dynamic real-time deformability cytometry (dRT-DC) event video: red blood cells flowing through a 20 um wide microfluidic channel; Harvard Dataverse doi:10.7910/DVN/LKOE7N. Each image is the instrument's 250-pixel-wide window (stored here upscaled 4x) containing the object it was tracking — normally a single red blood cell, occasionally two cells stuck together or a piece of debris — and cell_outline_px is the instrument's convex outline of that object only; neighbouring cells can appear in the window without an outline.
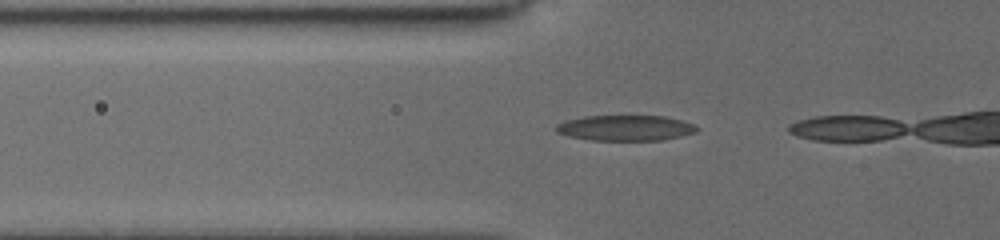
{"species": "common noctule bat (a hibernating species)", "species_latin": "Nyctalus noctula", "temperature_condition": "cold", "stored_images_in_passage": 5, "camera_frame_rate_fps": 3000, "um_per_image_px": 0.085, "animal": {"sex": "female", "body_mass_g": 19.5, "forearm_length_mm": 54.1}, "frame": {"image": 1, "passage_image": 3, "time_ms": 1.0, "image_size_px": [1000, 240], "cell_outline_px": [[696, 132], [680, 136], [660, 140], [592, 140], [568, 136], [556, 132], [556, 124], [564, 120], [584, 116], [664, 116], [680, 120], [692, 124], [696, 128]], "centroid_in_image_um": [53.09, 10.87], "position_along_channel_um": 72.7, "area_um2": 20.75}}